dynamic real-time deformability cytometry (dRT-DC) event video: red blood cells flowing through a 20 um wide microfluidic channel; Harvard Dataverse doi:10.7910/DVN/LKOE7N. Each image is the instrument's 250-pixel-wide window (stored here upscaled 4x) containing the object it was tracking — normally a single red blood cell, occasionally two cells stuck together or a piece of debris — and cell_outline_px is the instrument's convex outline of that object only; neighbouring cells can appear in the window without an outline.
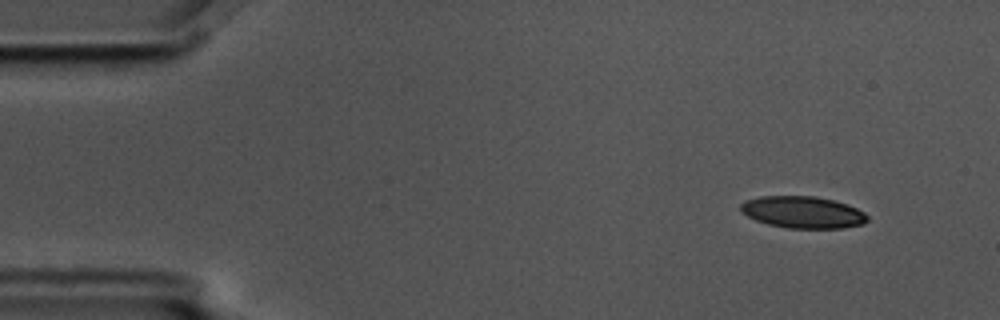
{"species": "common noctule bat (a hibernating species)", "species_latin": "Nyctalus noctula", "temperature_condition": "cold", "stored_images_in_passage": 4, "camera_frame_rate_fps": 3000, "um_per_image_px": 0.085, "animal": {"sex": "male", "body_mass_g": 17.5, "forearm_length_mm": 52.3}, "frame": {"image": 1, "passage_image": 1, "time_ms": 0.0, "image_size_px": [1000, 320], "cell_outline_px": [[868, 220], [864, 224], [844, 228], [788, 228], [768, 224], [756, 220], [740, 212], [740, 204], [744, 200], [760, 196], [816, 196], [836, 200], [848, 204], [864, 212], [868, 216]], "centroid_in_image_um": [68.25, 18.03], "position_along_channel_um": 16.8, "area_um2": 23.81}}
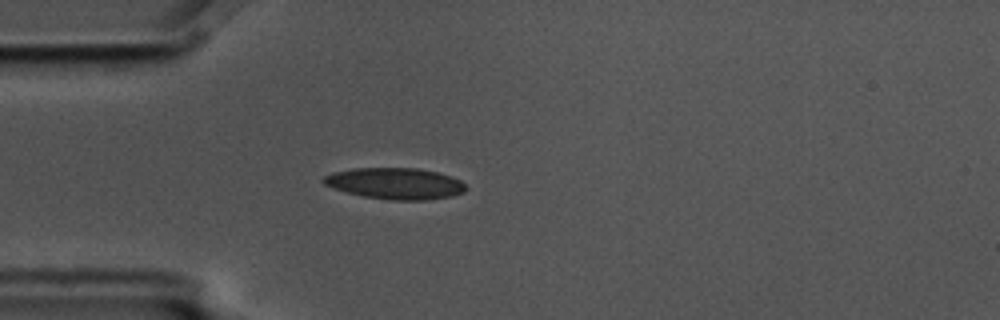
{"frame": {"image": 2, "passage_image": 4, "time_ms": 1.0, "image_size_px": [1000, 320], "cell_outline_px": [[468, 188], [464, 192], [452, 196], [424, 200], [392, 200], [364, 196], [348, 192], [324, 184], [320, 180], [324, 176], [332, 172], [352, 168], [416, 168], [436, 172], [452, 176], [460, 180]], "centroid_in_image_um": [33.61, 15.59], "position_along_channel_um": 51.4, "area_um2": 25.89}}